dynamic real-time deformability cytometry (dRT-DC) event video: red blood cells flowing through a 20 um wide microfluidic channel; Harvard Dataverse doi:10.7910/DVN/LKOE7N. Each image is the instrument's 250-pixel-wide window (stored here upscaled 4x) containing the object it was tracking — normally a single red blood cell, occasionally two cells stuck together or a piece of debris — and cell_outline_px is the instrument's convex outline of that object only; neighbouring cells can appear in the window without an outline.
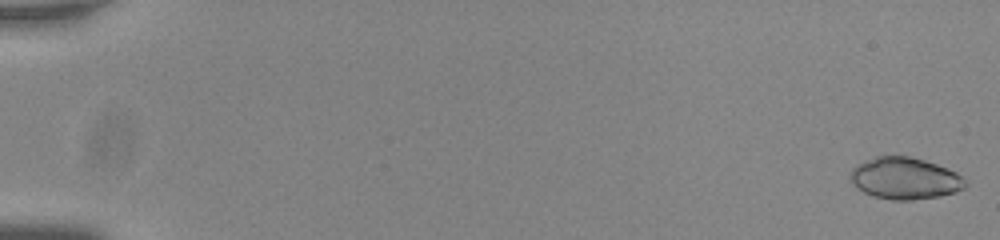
{"species": "common noctule bat (a hibernating species)", "species_latin": "Nyctalus noctula", "temperature_condition": "room temperature", "stored_images_in_passage": 56, "camera_frame_rate_fps": 3000, "um_per_image_px": 0.085, "animal": {"sex": "male", "body_mass_g": 20.0, "forearm_length_mm": 53.3}, "frame": {"image": 1, "passage_image": 1, "time_ms": 0.0, "image_size_px": [1000, 240], "cell_outline_px": [[968, 184], [964, 188], [956, 192], [940, 196], [912, 200], [892, 200], [876, 196], [864, 192], [852, 184], [852, 168], [856, 164], [876, 156], [908, 156], [924, 160], [936, 164], [956, 172]], "centroid_in_image_um": [76.93, 15.16], "position_along_channel_um": 8.1, "area_um2": 27.74}}
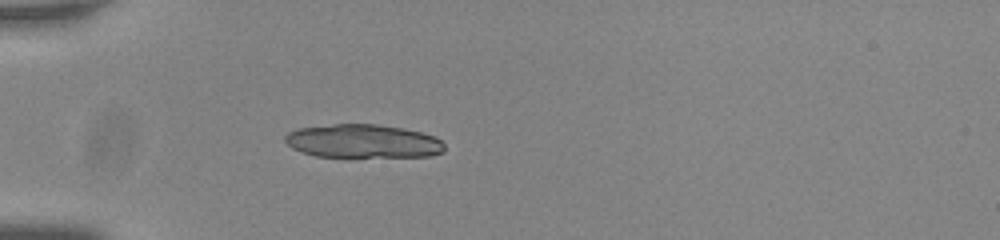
{"frame": {"image": 2, "passage_image": 18, "time_ms": 5.667, "image_size_px": [1000, 240], "cell_outline_px": [[444, 152], [428, 156], [316, 156], [292, 148], [284, 140], [284, 136], [288, 132], [300, 128], [332, 124], [376, 124], [404, 128], [436, 136], [444, 144]], "centroid_in_image_um": [30.86, 11.99], "position_along_channel_um": 54.1, "area_um2": 30.92}}